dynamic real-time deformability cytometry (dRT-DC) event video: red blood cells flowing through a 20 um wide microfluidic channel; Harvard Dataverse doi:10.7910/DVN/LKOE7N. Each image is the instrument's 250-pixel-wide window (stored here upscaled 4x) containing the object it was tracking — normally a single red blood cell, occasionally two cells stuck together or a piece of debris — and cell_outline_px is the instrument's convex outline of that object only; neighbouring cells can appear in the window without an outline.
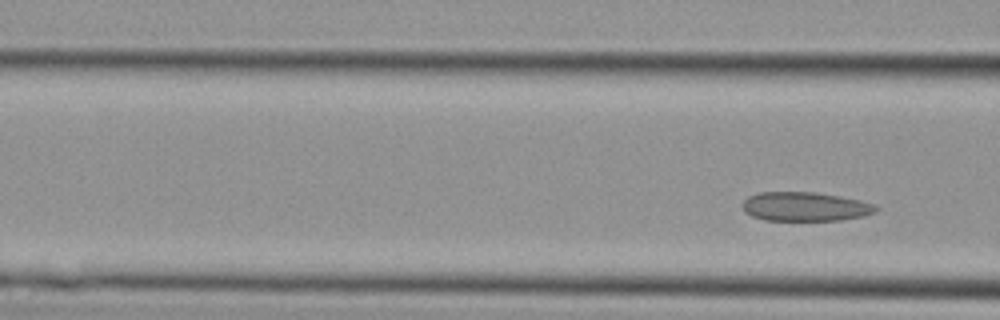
{"species": "Egyptian fruit bat (a non-hibernating species)", "species_latin": "Rousettus aegyptiacus", "temperature_condition": "cold", "stored_images_in_passage": 5, "camera_frame_rate_fps": 3000, "um_per_image_px": 0.085, "animal": {"sex": "female"}, "frame": {"image": 1, "passage_image": 5, "time_ms": 1.333, "image_size_px": [1000, 320], "cell_outline_px": [[880, 208], [876, 212], [860, 216], [840, 220], [764, 220], [752, 216], [744, 212], [744, 200], [748, 196], [760, 192], [816, 192], [840, 196], [860, 200], [876, 204]], "centroid_in_image_um": [68.46, 17.55], "position_along_channel_um": 98.1, "area_um2": 22.6}}